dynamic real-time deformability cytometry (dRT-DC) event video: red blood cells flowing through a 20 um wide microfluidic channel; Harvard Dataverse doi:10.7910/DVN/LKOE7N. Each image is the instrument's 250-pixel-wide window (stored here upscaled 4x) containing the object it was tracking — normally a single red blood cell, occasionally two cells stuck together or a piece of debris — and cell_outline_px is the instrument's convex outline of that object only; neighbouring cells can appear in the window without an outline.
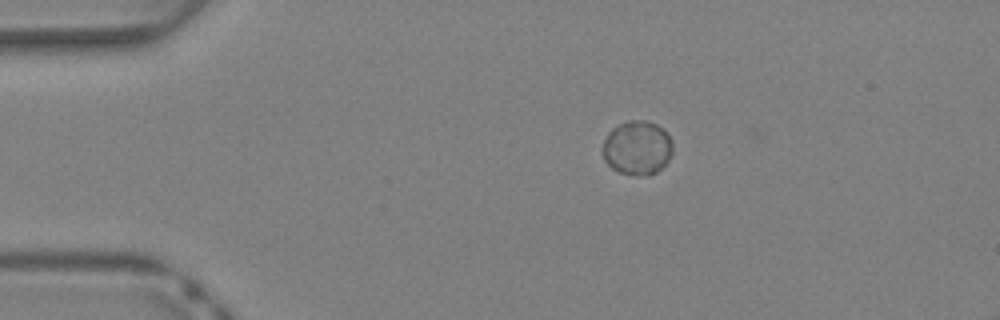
{"species": "Egyptian fruit bat (a non-hibernating species)", "species_latin": "Rousettus aegyptiacus", "temperature_condition": "warm", "stored_images_in_passage": 33, "camera_frame_rate_fps": 3000, "um_per_image_px": 0.085, "animal": {"sex": "female"}, "frame": {"image": 1, "passage_image": 1, "time_ms": 0.0, "image_size_px": [1000, 320], "cell_outline_px": [[672, 152], [668, 160], [656, 172], [648, 176], [640, 176], [620, 172], [612, 168], [604, 160], [604, 140], [608, 132], [616, 124], [628, 120], [648, 120], [656, 124], [668, 132], [672, 140]], "centroid_in_image_um": [54.18, 12.54], "position_along_channel_um": 30.8, "area_um2": 22.25}}
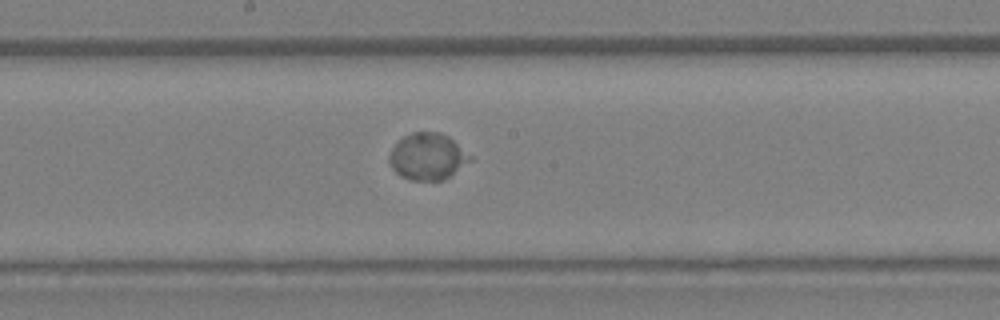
{"frame": {"image": 2, "passage_image": 15, "time_ms": 4.667, "image_size_px": [1000, 320], "cell_outline_px": [[472, 160], [444, 180], [412, 180], [400, 176], [392, 168], [388, 160], [388, 156], [392, 148], [404, 136], [412, 132], [440, 132], [448, 136], [472, 156]], "centroid_in_image_um": [36.34, 13.31], "position_along_channel_um": 211.9, "area_um2": 21.91}}
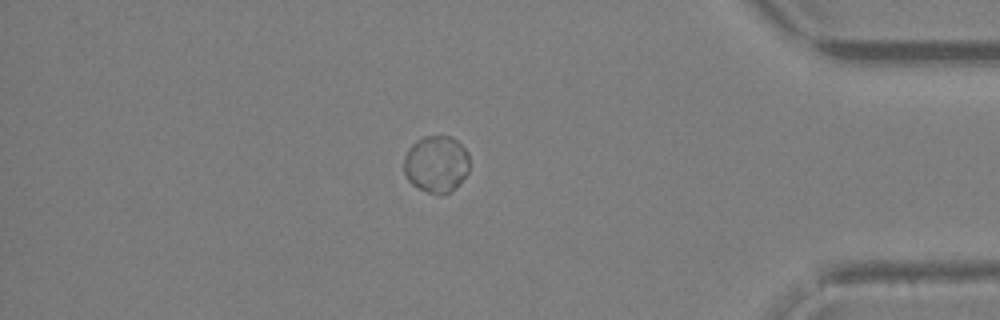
{"frame": {"image": 3, "passage_image": 28, "time_ms": 9.0, "image_size_px": [1000, 320], "cell_outline_px": [[468, 172], [460, 184], [448, 192], [440, 196], [428, 192], [412, 184], [408, 180], [404, 172], [404, 156], [408, 148], [416, 140], [424, 136], [452, 136], [468, 152]], "centroid_in_image_um": [37.07, 13.94], "position_along_channel_um": 398.1, "area_um2": 21.85}}